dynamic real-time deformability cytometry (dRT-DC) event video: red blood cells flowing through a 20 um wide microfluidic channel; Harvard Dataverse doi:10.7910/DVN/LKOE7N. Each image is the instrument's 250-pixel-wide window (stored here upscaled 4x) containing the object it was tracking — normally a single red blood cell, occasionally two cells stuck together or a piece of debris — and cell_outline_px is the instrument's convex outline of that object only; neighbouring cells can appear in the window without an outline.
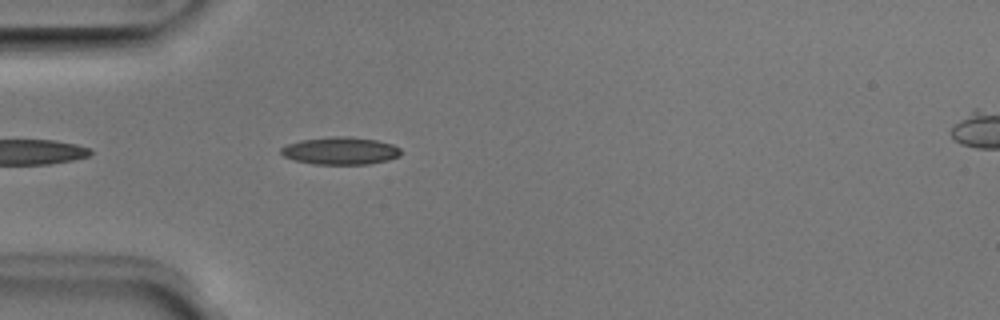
{"species": "Egyptian fruit bat (a non-hibernating species)", "species_latin": "Rousettus aegyptiacus", "temperature_condition": "room temperature", "stored_images_in_passage": 38, "camera_frame_rate_fps": 3000, "um_per_image_px": 0.085, "animal": {"sex": "male"}, "frame": {"image": 1, "passage_image": 3, "time_ms": 0.667, "image_size_px": [1000, 320], "cell_outline_px": [[400, 156], [388, 160], [368, 164], [316, 164], [296, 160], [284, 156], [280, 152], [280, 148], [288, 144], [300, 140], [332, 136], [348, 136], [376, 140], [392, 144], [400, 148]], "centroid_in_image_um": [28.94, 12.81], "position_along_channel_um": 56.1, "area_um2": 19.13}}
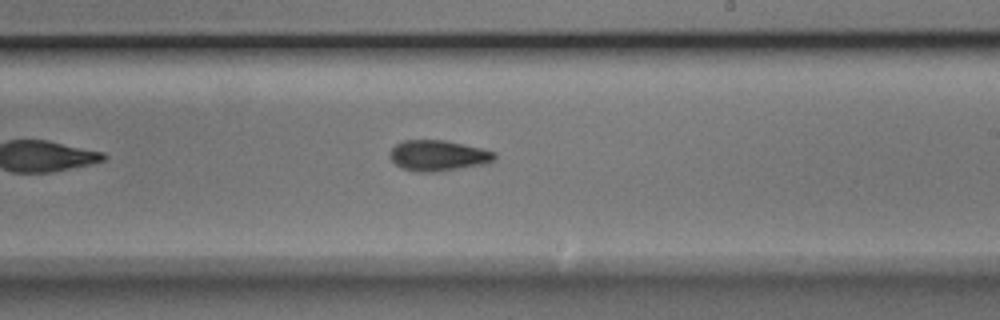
{"frame": {"image": 2, "passage_image": 18, "time_ms": 5.667, "image_size_px": [1000, 320], "cell_outline_px": [[496, 156], [492, 160], [484, 164], [436, 172], [416, 172], [400, 168], [388, 156], [392, 148], [396, 144], [404, 140], [444, 140], [480, 148], [496, 152]], "centroid_in_image_um": [37.2, 13.23], "position_along_channel_um": 251.8, "area_um2": 18.67}}
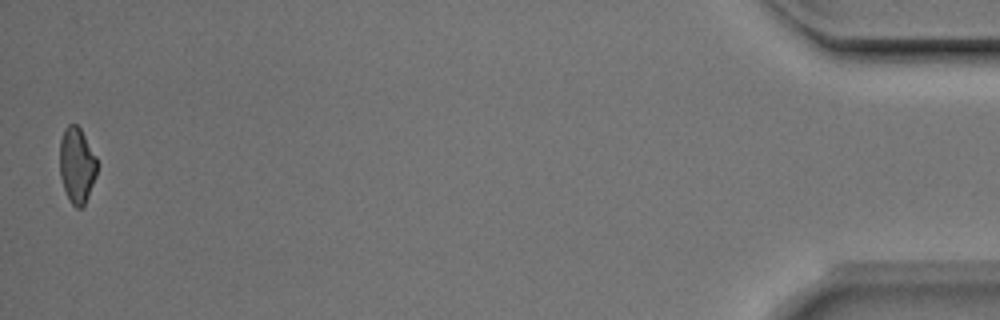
{"frame": {"image": 3, "passage_image": 38, "time_ms": 12.333, "image_size_px": [1000, 320], "cell_outline_px": [[96, 176], [88, 196], [84, 204], [80, 208], [76, 208], [72, 204], [64, 188], [60, 176], [60, 140], [64, 128], [68, 124], [76, 124], [80, 128], [96, 156]], "centroid_in_image_um": [6.52, 14.02], "position_along_channel_um": 428.7, "area_um2": 16.3}, "authors_computed_cell_mechanics": {"area_um2": 17.918, "velocity_mm_per_s": 4.0411, "shape_relaxation_time_tau1_ms": 5.8498, "shape_relaxation_time_tau2_ms": 4.9217, "deformation_change_tau1": 0.1811, "deformation_change_tau2": 0.1348}}